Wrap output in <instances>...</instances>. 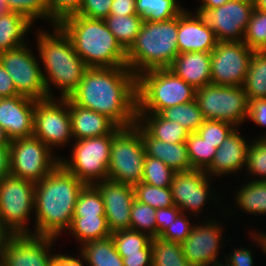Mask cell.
<instances>
[{"label":"cell","mask_w":266,"mask_h":266,"mask_svg":"<svg viewBox=\"0 0 266 266\" xmlns=\"http://www.w3.org/2000/svg\"><path fill=\"white\" fill-rule=\"evenodd\" d=\"M19 95L14 82L3 65L0 63V98L13 97Z\"/></svg>","instance_id":"obj_52"},{"label":"cell","mask_w":266,"mask_h":266,"mask_svg":"<svg viewBox=\"0 0 266 266\" xmlns=\"http://www.w3.org/2000/svg\"><path fill=\"white\" fill-rule=\"evenodd\" d=\"M84 183L60 163L39 182L35 183V236L57 238L69 230L76 200Z\"/></svg>","instance_id":"obj_2"},{"label":"cell","mask_w":266,"mask_h":266,"mask_svg":"<svg viewBox=\"0 0 266 266\" xmlns=\"http://www.w3.org/2000/svg\"><path fill=\"white\" fill-rule=\"evenodd\" d=\"M58 25L70 37L76 53L89 68L126 66V51L103 19L71 15Z\"/></svg>","instance_id":"obj_4"},{"label":"cell","mask_w":266,"mask_h":266,"mask_svg":"<svg viewBox=\"0 0 266 266\" xmlns=\"http://www.w3.org/2000/svg\"><path fill=\"white\" fill-rule=\"evenodd\" d=\"M34 200L33 181L12 175L0 180V222L12 235H31L27 221L34 209Z\"/></svg>","instance_id":"obj_9"},{"label":"cell","mask_w":266,"mask_h":266,"mask_svg":"<svg viewBox=\"0 0 266 266\" xmlns=\"http://www.w3.org/2000/svg\"><path fill=\"white\" fill-rule=\"evenodd\" d=\"M49 7V20L56 25L64 18L76 14L82 0H47Z\"/></svg>","instance_id":"obj_46"},{"label":"cell","mask_w":266,"mask_h":266,"mask_svg":"<svg viewBox=\"0 0 266 266\" xmlns=\"http://www.w3.org/2000/svg\"><path fill=\"white\" fill-rule=\"evenodd\" d=\"M206 222L194 224L189 236L181 243L184 257L192 266H214L218 262L223 228L215 219Z\"/></svg>","instance_id":"obj_18"},{"label":"cell","mask_w":266,"mask_h":266,"mask_svg":"<svg viewBox=\"0 0 266 266\" xmlns=\"http://www.w3.org/2000/svg\"><path fill=\"white\" fill-rule=\"evenodd\" d=\"M175 172L161 160L146 156L142 181L155 187H170Z\"/></svg>","instance_id":"obj_42"},{"label":"cell","mask_w":266,"mask_h":266,"mask_svg":"<svg viewBox=\"0 0 266 266\" xmlns=\"http://www.w3.org/2000/svg\"><path fill=\"white\" fill-rule=\"evenodd\" d=\"M196 89L169 68L152 69L137 76V113H157L195 100Z\"/></svg>","instance_id":"obj_6"},{"label":"cell","mask_w":266,"mask_h":266,"mask_svg":"<svg viewBox=\"0 0 266 266\" xmlns=\"http://www.w3.org/2000/svg\"><path fill=\"white\" fill-rule=\"evenodd\" d=\"M145 148L141 125L121 128L113 137L108 167V179L135 185L142 181Z\"/></svg>","instance_id":"obj_7"},{"label":"cell","mask_w":266,"mask_h":266,"mask_svg":"<svg viewBox=\"0 0 266 266\" xmlns=\"http://www.w3.org/2000/svg\"><path fill=\"white\" fill-rule=\"evenodd\" d=\"M135 0H113L109 15H135Z\"/></svg>","instance_id":"obj_54"},{"label":"cell","mask_w":266,"mask_h":266,"mask_svg":"<svg viewBox=\"0 0 266 266\" xmlns=\"http://www.w3.org/2000/svg\"><path fill=\"white\" fill-rule=\"evenodd\" d=\"M0 63L12 78L19 95L43 100L49 98L43 80L41 66L27 44L0 52Z\"/></svg>","instance_id":"obj_13"},{"label":"cell","mask_w":266,"mask_h":266,"mask_svg":"<svg viewBox=\"0 0 266 266\" xmlns=\"http://www.w3.org/2000/svg\"><path fill=\"white\" fill-rule=\"evenodd\" d=\"M72 136L77 140L100 137L113 133L118 126L107 116L75 105L69 99Z\"/></svg>","instance_id":"obj_24"},{"label":"cell","mask_w":266,"mask_h":266,"mask_svg":"<svg viewBox=\"0 0 266 266\" xmlns=\"http://www.w3.org/2000/svg\"><path fill=\"white\" fill-rule=\"evenodd\" d=\"M137 122H139L153 138L168 143L186 142L190 134V132L178 122L164 119L157 113H137Z\"/></svg>","instance_id":"obj_26"},{"label":"cell","mask_w":266,"mask_h":266,"mask_svg":"<svg viewBox=\"0 0 266 266\" xmlns=\"http://www.w3.org/2000/svg\"><path fill=\"white\" fill-rule=\"evenodd\" d=\"M69 99L107 116L120 128L137 122V76L127 66L88 68Z\"/></svg>","instance_id":"obj_1"},{"label":"cell","mask_w":266,"mask_h":266,"mask_svg":"<svg viewBox=\"0 0 266 266\" xmlns=\"http://www.w3.org/2000/svg\"><path fill=\"white\" fill-rule=\"evenodd\" d=\"M187 216L181 212L176 220L159 236L164 240L182 243L190 234L192 226Z\"/></svg>","instance_id":"obj_47"},{"label":"cell","mask_w":266,"mask_h":266,"mask_svg":"<svg viewBox=\"0 0 266 266\" xmlns=\"http://www.w3.org/2000/svg\"><path fill=\"white\" fill-rule=\"evenodd\" d=\"M9 148L10 175L17 178L39 182L60 163V157L34 136L13 139Z\"/></svg>","instance_id":"obj_11"},{"label":"cell","mask_w":266,"mask_h":266,"mask_svg":"<svg viewBox=\"0 0 266 266\" xmlns=\"http://www.w3.org/2000/svg\"><path fill=\"white\" fill-rule=\"evenodd\" d=\"M33 25L26 16L11 11L0 13V52L26 45L24 36Z\"/></svg>","instance_id":"obj_27"},{"label":"cell","mask_w":266,"mask_h":266,"mask_svg":"<svg viewBox=\"0 0 266 266\" xmlns=\"http://www.w3.org/2000/svg\"><path fill=\"white\" fill-rule=\"evenodd\" d=\"M152 266H192L184 257L181 243L152 237Z\"/></svg>","instance_id":"obj_33"},{"label":"cell","mask_w":266,"mask_h":266,"mask_svg":"<svg viewBox=\"0 0 266 266\" xmlns=\"http://www.w3.org/2000/svg\"><path fill=\"white\" fill-rule=\"evenodd\" d=\"M11 236L12 234L0 222V258L2 257V252L4 250L6 242Z\"/></svg>","instance_id":"obj_57"},{"label":"cell","mask_w":266,"mask_h":266,"mask_svg":"<svg viewBox=\"0 0 266 266\" xmlns=\"http://www.w3.org/2000/svg\"><path fill=\"white\" fill-rule=\"evenodd\" d=\"M35 103L23 95L0 98V125L10 140L33 136Z\"/></svg>","instance_id":"obj_20"},{"label":"cell","mask_w":266,"mask_h":266,"mask_svg":"<svg viewBox=\"0 0 266 266\" xmlns=\"http://www.w3.org/2000/svg\"><path fill=\"white\" fill-rule=\"evenodd\" d=\"M6 11L5 9V1L4 0H0V13Z\"/></svg>","instance_id":"obj_62"},{"label":"cell","mask_w":266,"mask_h":266,"mask_svg":"<svg viewBox=\"0 0 266 266\" xmlns=\"http://www.w3.org/2000/svg\"><path fill=\"white\" fill-rule=\"evenodd\" d=\"M82 246L81 260L89 266H124L123 259L118 254L111 236L87 242Z\"/></svg>","instance_id":"obj_28"},{"label":"cell","mask_w":266,"mask_h":266,"mask_svg":"<svg viewBox=\"0 0 266 266\" xmlns=\"http://www.w3.org/2000/svg\"><path fill=\"white\" fill-rule=\"evenodd\" d=\"M214 31L200 14L184 10L178 16L177 45L179 54L185 52H211L217 45Z\"/></svg>","instance_id":"obj_21"},{"label":"cell","mask_w":266,"mask_h":266,"mask_svg":"<svg viewBox=\"0 0 266 266\" xmlns=\"http://www.w3.org/2000/svg\"><path fill=\"white\" fill-rule=\"evenodd\" d=\"M169 69L195 89L212 84L211 52L178 54Z\"/></svg>","instance_id":"obj_23"},{"label":"cell","mask_w":266,"mask_h":266,"mask_svg":"<svg viewBox=\"0 0 266 266\" xmlns=\"http://www.w3.org/2000/svg\"><path fill=\"white\" fill-rule=\"evenodd\" d=\"M120 129L108 135L76 140L71 160L60 159V164L85 185L108 179L111 144Z\"/></svg>","instance_id":"obj_8"},{"label":"cell","mask_w":266,"mask_h":266,"mask_svg":"<svg viewBox=\"0 0 266 266\" xmlns=\"http://www.w3.org/2000/svg\"><path fill=\"white\" fill-rule=\"evenodd\" d=\"M141 138L146 156L161 160L174 172L193 170L185 142L168 143L160 141L153 138L142 126Z\"/></svg>","instance_id":"obj_25"},{"label":"cell","mask_w":266,"mask_h":266,"mask_svg":"<svg viewBox=\"0 0 266 266\" xmlns=\"http://www.w3.org/2000/svg\"><path fill=\"white\" fill-rule=\"evenodd\" d=\"M104 21L126 52L135 42L143 23L142 18L137 14L126 16L108 15Z\"/></svg>","instance_id":"obj_30"},{"label":"cell","mask_w":266,"mask_h":266,"mask_svg":"<svg viewBox=\"0 0 266 266\" xmlns=\"http://www.w3.org/2000/svg\"><path fill=\"white\" fill-rule=\"evenodd\" d=\"M135 199L154 209L174 206L170 187H155L140 182L134 185Z\"/></svg>","instance_id":"obj_39"},{"label":"cell","mask_w":266,"mask_h":266,"mask_svg":"<svg viewBox=\"0 0 266 266\" xmlns=\"http://www.w3.org/2000/svg\"><path fill=\"white\" fill-rule=\"evenodd\" d=\"M247 117L258 126H266V99H249Z\"/></svg>","instance_id":"obj_50"},{"label":"cell","mask_w":266,"mask_h":266,"mask_svg":"<svg viewBox=\"0 0 266 266\" xmlns=\"http://www.w3.org/2000/svg\"><path fill=\"white\" fill-rule=\"evenodd\" d=\"M36 100L33 120V136L50 149L64 146L73 138L69 114V98Z\"/></svg>","instance_id":"obj_12"},{"label":"cell","mask_w":266,"mask_h":266,"mask_svg":"<svg viewBox=\"0 0 266 266\" xmlns=\"http://www.w3.org/2000/svg\"><path fill=\"white\" fill-rule=\"evenodd\" d=\"M253 52L243 41L217 42L211 51L212 84L243 86Z\"/></svg>","instance_id":"obj_14"},{"label":"cell","mask_w":266,"mask_h":266,"mask_svg":"<svg viewBox=\"0 0 266 266\" xmlns=\"http://www.w3.org/2000/svg\"><path fill=\"white\" fill-rule=\"evenodd\" d=\"M235 201L243 212L250 214L266 213V181L257 179L245 183L236 193Z\"/></svg>","instance_id":"obj_34"},{"label":"cell","mask_w":266,"mask_h":266,"mask_svg":"<svg viewBox=\"0 0 266 266\" xmlns=\"http://www.w3.org/2000/svg\"><path fill=\"white\" fill-rule=\"evenodd\" d=\"M202 5L198 9H213L223 4L227 3L230 0H201Z\"/></svg>","instance_id":"obj_58"},{"label":"cell","mask_w":266,"mask_h":266,"mask_svg":"<svg viewBox=\"0 0 266 266\" xmlns=\"http://www.w3.org/2000/svg\"><path fill=\"white\" fill-rule=\"evenodd\" d=\"M246 169L250 175L258 178V181H266V138H259L252 141L247 150Z\"/></svg>","instance_id":"obj_44"},{"label":"cell","mask_w":266,"mask_h":266,"mask_svg":"<svg viewBox=\"0 0 266 266\" xmlns=\"http://www.w3.org/2000/svg\"><path fill=\"white\" fill-rule=\"evenodd\" d=\"M208 179L204 170L175 172L170 185L174 205L183 213L187 210L195 214L201 211L204 203L212 198Z\"/></svg>","instance_id":"obj_19"},{"label":"cell","mask_w":266,"mask_h":266,"mask_svg":"<svg viewBox=\"0 0 266 266\" xmlns=\"http://www.w3.org/2000/svg\"><path fill=\"white\" fill-rule=\"evenodd\" d=\"M178 16L161 22L143 21L135 42L126 52V66L136 75L169 68L179 54Z\"/></svg>","instance_id":"obj_5"},{"label":"cell","mask_w":266,"mask_h":266,"mask_svg":"<svg viewBox=\"0 0 266 266\" xmlns=\"http://www.w3.org/2000/svg\"><path fill=\"white\" fill-rule=\"evenodd\" d=\"M56 238L35 235H12L2 252L4 266H53L55 256L49 248Z\"/></svg>","instance_id":"obj_16"},{"label":"cell","mask_w":266,"mask_h":266,"mask_svg":"<svg viewBox=\"0 0 266 266\" xmlns=\"http://www.w3.org/2000/svg\"><path fill=\"white\" fill-rule=\"evenodd\" d=\"M224 263H225L226 265H225ZM224 263L218 261L214 266H233V265H232L230 262H228L227 260H226Z\"/></svg>","instance_id":"obj_61"},{"label":"cell","mask_w":266,"mask_h":266,"mask_svg":"<svg viewBox=\"0 0 266 266\" xmlns=\"http://www.w3.org/2000/svg\"><path fill=\"white\" fill-rule=\"evenodd\" d=\"M69 230L82 245L111 236L105 216L73 217Z\"/></svg>","instance_id":"obj_31"},{"label":"cell","mask_w":266,"mask_h":266,"mask_svg":"<svg viewBox=\"0 0 266 266\" xmlns=\"http://www.w3.org/2000/svg\"><path fill=\"white\" fill-rule=\"evenodd\" d=\"M247 99H266V51H254L242 86Z\"/></svg>","instance_id":"obj_29"},{"label":"cell","mask_w":266,"mask_h":266,"mask_svg":"<svg viewBox=\"0 0 266 266\" xmlns=\"http://www.w3.org/2000/svg\"><path fill=\"white\" fill-rule=\"evenodd\" d=\"M237 127L225 121L204 120L196 131L206 142L218 148Z\"/></svg>","instance_id":"obj_45"},{"label":"cell","mask_w":266,"mask_h":266,"mask_svg":"<svg viewBox=\"0 0 266 266\" xmlns=\"http://www.w3.org/2000/svg\"><path fill=\"white\" fill-rule=\"evenodd\" d=\"M164 119L178 122L184 126L190 133L196 132L204 122V118L198 103L195 100L168 107L159 113Z\"/></svg>","instance_id":"obj_35"},{"label":"cell","mask_w":266,"mask_h":266,"mask_svg":"<svg viewBox=\"0 0 266 266\" xmlns=\"http://www.w3.org/2000/svg\"><path fill=\"white\" fill-rule=\"evenodd\" d=\"M185 143L192 168L205 170L212 163L217 148L206 142L197 132L190 133Z\"/></svg>","instance_id":"obj_37"},{"label":"cell","mask_w":266,"mask_h":266,"mask_svg":"<svg viewBox=\"0 0 266 266\" xmlns=\"http://www.w3.org/2000/svg\"><path fill=\"white\" fill-rule=\"evenodd\" d=\"M237 132L236 128L217 148L212 163L204 170L208 176L235 173L247 165V150L250 143Z\"/></svg>","instance_id":"obj_22"},{"label":"cell","mask_w":266,"mask_h":266,"mask_svg":"<svg viewBox=\"0 0 266 266\" xmlns=\"http://www.w3.org/2000/svg\"><path fill=\"white\" fill-rule=\"evenodd\" d=\"M254 8V0H230L213 9H197L196 13L214 31L218 42L242 41Z\"/></svg>","instance_id":"obj_15"},{"label":"cell","mask_w":266,"mask_h":266,"mask_svg":"<svg viewBox=\"0 0 266 266\" xmlns=\"http://www.w3.org/2000/svg\"><path fill=\"white\" fill-rule=\"evenodd\" d=\"M10 175L9 145H0V180Z\"/></svg>","instance_id":"obj_55"},{"label":"cell","mask_w":266,"mask_h":266,"mask_svg":"<svg viewBox=\"0 0 266 266\" xmlns=\"http://www.w3.org/2000/svg\"><path fill=\"white\" fill-rule=\"evenodd\" d=\"M233 266H253V257L251 255V250L245 248H239L233 250L230 257L227 259Z\"/></svg>","instance_id":"obj_53"},{"label":"cell","mask_w":266,"mask_h":266,"mask_svg":"<svg viewBox=\"0 0 266 266\" xmlns=\"http://www.w3.org/2000/svg\"><path fill=\"white\" fill-rule=\"evenodd\" d=\"M6 11L17 12L28 17L32 22L37 18L49 20L47 0H4Z\"/></svg>","instance_id":"obj_43"},{"label":"cell","mask_w":266,"mask_h":266,"mask_svg":"<svg viewBox=\"0 0 266 266\" xmlns=\"http://www.w3.org/2000/svg\"><path fill=\"white\" fill-rule=\"evenodd\" d=\"M93 185L99 190L102 197L105 217L111 234L130 229L131 206L135 200L134 186L111 179L97 181Z\"/></svg>","instance_id":"obj_17"},{"label":"cell","mask_w":266,"mask_h":266,"mask_svg":"<svg viewBox=\"0 0 266 266\" xmlns=\"http://www.w3.org/2000/svg\"><path fill=\"white\" fill-rule=\"evenodd\" d=\"M242 41L254 51H266V12L254 8Z\"/></svg>","instance_id":"obj_41"},{"label":"cell","mask_w":266,"mask_h":266,"mask_svg":"<svg viewBox=\"0 0 266 266\" xmlns=\"http://www.w3.org/2000/svg\"><path fill=\"white\" fill-rule=\"evenodd\" d=\"M254 7L260 11L266 12V0H254Z\"/></svg>","instance_id":"obj_60"},{"label":"cell","mask_w":266,"mask_h":266,"mask_svg":"<svg viewBox=\"0 0 266 266\" xmlns=\"http://www.w3.org/2000/svg\"><path fill=\"white\" fill-rule=\"evenodd\" d=\"M156 209L150 205L134 200L131 206L130 229L148 234L151 238L157 237ZM147 231V232H146Z\"/></svg>","instance_id":"obj_40"},{"label":"cell","mask_w":266,"mask_h":266,"mask_svg":"<svg viewBox=\"0 0 266 266\" xmlns=\"http://www.w3.org/2000/svg\"><path fill=\"white\" fill-rule=\"evenodd\" d=\"M96 216H105L102 197L94 185H84L78 194L73 217Z\"/></svg>","instance_id":"obj_36"},{"label":"cell","mask_w":266,"mask_h":266,"mask_svg":"<svg viewBox=\"0 0 266 266\" xmlns=\"http://www.w3.org/2000/svg\"><path fill=\"white\" fill-rule=\"evenodd\" d=\"M11 140L6 134V131L0 125V145H9Z\"/></svg>","instance_id":"obj_59"},{"label":"cell","mask_w":266,"mask_h":266,"mask_svg":"<svg viewBox=\"0 0 266 266\" xmlns=\"http://www.w3.org/2000/svg\"><path fill=\"white\" fill-rule=\"evenodd\" d=\"M113 0H82L79 11L74 15L92 19H105L110 14Z\"/></svg>","instance_id":"obj_48"},{"label":"cell","mask_w":266,"mask_h":266,"mask_svg":"<svg viewBox=\"0 0 266 266\" xmlns=\"http://www.w3.org/2000/svg\"><path fill=\"white\" fill-rule=\"evenodd\" d=\"M0 266H4V265H3V261H2L1 258H0Z\"/></svg>","instance_id":"obj_63"},{"label":"cell","mask_w":266,"mask_h":266,"mask_svg":"<svg viewBox=\"0 0 266 266\" xmlns=\"http://www.w3.org/2000/svg\"><path fill=\"white\" fill-rule=\"evenodd\" d=\"M195 99L204 120L225 121L238 127L247 118L248 99L242 86L206 85L196 89Z\"/></svg>","instance_id":"obj_10"},{"label":"cell","mask_w":266,"mask_h":266,"mask_svg":"<svg viewBox=\"0 0 266 266\" xmlns=\"http://www.w3.org/2000/svg\"><path fill=\"white\" fill-rule=\"evenodd\" d=\"M53 266H83V263L79 258L56 254Z\"/></svg>","instance_id":"obj_56"},{"label":"cell","mask_w":266,"mask_h":266,"mask_svg":"<svg viewBox=\"0 0 266 266\" xmlns=\"http://www.w3.org/2000/svg\"><path fill=\"white\" fill-rule=\"evenodd\" d=\"M53 26L54 33L40 31L37 35V50L47 72L45 74L42 71L43 80L49 98L54 97L50 83L62 89L60 98H69L89 67L76 53L70 37L64 30L58 24Z\"/></svg>","instance_id":"obj_3"},{"label":"cell","mask_w":266,"mask_h":266,"mask_svg":"<svg viewBox=\"0 0 266 266\" xmlns=\"http://www.w3.org/2000/svg\"><path fill=\"white\" fill-rule=\"evenodd\" d=\"M182 211L177 206L156 209L157 237L174 222Z\"/></svg>","instance_id":"obj_49"},{"label":"cell","mask_w":266,"mask_h":266,"mask_svg":"<svg viewBox=\"0 0 266 266\" xmlns=\"http://www.w3.org/2000/svg\"><path fill=\"white\" fill-rule=\"evenodd\" d=\"M177 0H135V9L143 21L161 22L179 16L185 9Z\"/></svg>","instance_id":"obj_32"},{"label":"cell","mask_w":266,"mask_h":266,"mask_svg":"<svg viewBox=\"0 0 266 266\" xmlns=\"http://www.w3.org/2000/svg\"><path fill=\"white\" fill-rule=\"evenodd\" d=\"M124 266H152V250L150 243L141 250V254H126L122 258Z\"/></svg>","instance_id":"obj_51"},{"label":"cell","mask_w":266,"mask_h":266,"mask_svg":"<svg viewBox=\"0 0 266 266\" xmlns=\"http://www.w3.org/2000/svg\"><path fill=\"white\" fill-rule=\"evenodd\" d=\"M118 254L124 258L126 254H141L151 241L148 234L131 229L120 230L111 234Z\"/></svg>","instance_id":"obj_38"}]
</instances>
